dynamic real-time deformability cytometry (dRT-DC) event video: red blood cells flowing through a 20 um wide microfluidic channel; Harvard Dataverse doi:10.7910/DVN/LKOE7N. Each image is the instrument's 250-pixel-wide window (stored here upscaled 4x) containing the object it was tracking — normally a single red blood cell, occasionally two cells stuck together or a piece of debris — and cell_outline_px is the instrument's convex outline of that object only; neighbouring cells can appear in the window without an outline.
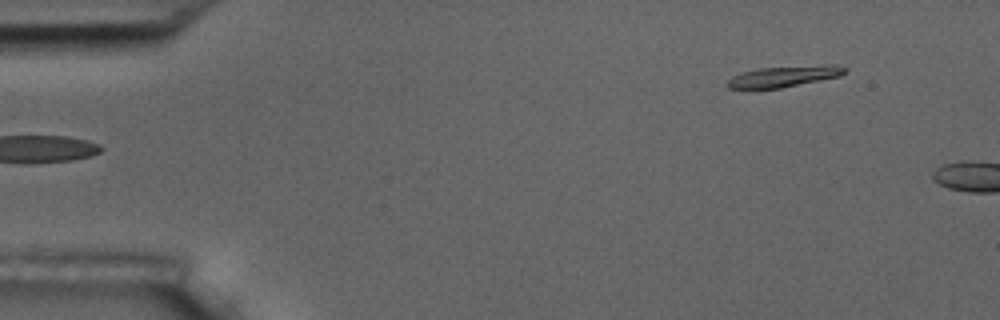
{"species": "common noctule bat (a hibernating species)", "species_latin": "Nyctalus noctula", "temperature_condition": "room temperature", "stored_images_in_passage": 5, "segment_of_instrument_passage": [2, 2], "camera_frame_rate_fps": 3000, "um_per_image_px": 0.085, "animal": {"sex": "male", "body_mass_g": 17.5, "forearm_length_mm": 52.3}, "frame": {"image": 1, "passage_image": 5, "time_ms": 5.667, "image_size_px": [1000, 320], "cell_outline_px": [[848, 68], [840, 76], [780, 88], [728, 88], [724, 84], [732, 76], [756, 68], [824, 64], [836, 64]], "centroid_in_image_um": [66.65, 6.47], "position_along_channel_um": 18.3, "area_um2": 14.45}}